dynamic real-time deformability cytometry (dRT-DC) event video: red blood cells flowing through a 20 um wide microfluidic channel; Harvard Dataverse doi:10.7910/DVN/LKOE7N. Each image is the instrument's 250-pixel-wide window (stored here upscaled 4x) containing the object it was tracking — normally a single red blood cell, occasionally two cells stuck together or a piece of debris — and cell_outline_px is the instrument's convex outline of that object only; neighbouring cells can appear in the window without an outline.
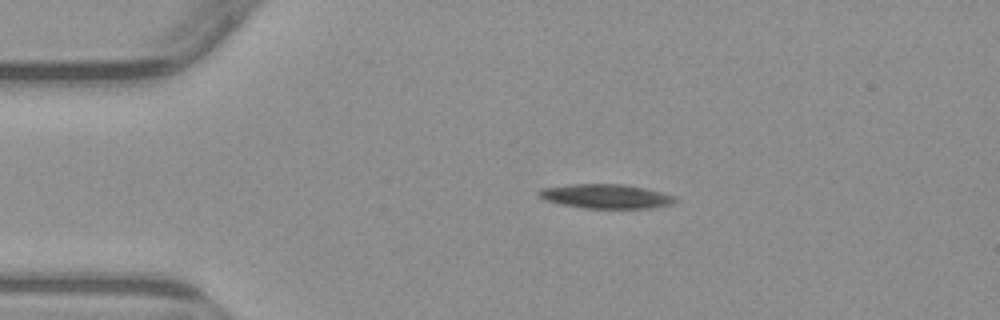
{"species": "common noctule bat (a hibernating species)", "species_latin": "Nyctalus noctula", "temperature_condition": "warm", "stored_images_in_passage": 3, "segment_of_instrument_passage": [1, 2], "camera_frame_rate_fps": 3000, "um_per_image_px": 0.085, "animal": {"sex": "male", "body_mass_g": 23.1, "forearm_length_mm": 52.7}, "frame": {"image": 1, "passage_image": 1, "time_ms": 0.0, "image_size_px": [1000, 320], "cell_outline_px": [[676, 200], [672, 204], [652, 208], [584, 208], [560, 204], [544, 200], [536, 192], [540, 188], [572, 184], [624, 184], [644, 188], [676, 196]], "centroid_in_image_um": [51.47, 16.68], "position_along_channel_um": 33.5, "area_um2": 19.31}}